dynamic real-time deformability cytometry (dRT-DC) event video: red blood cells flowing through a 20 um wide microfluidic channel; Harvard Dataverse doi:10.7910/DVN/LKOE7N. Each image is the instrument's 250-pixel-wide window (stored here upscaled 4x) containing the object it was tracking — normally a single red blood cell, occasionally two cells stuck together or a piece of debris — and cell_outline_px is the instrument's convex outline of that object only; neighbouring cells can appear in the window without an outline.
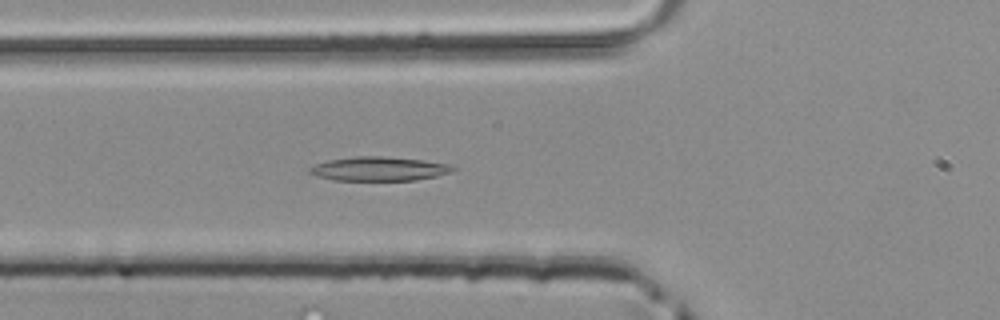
{"species": "common noctule bat (a hibernating species)", "species_latin": "Nyctalus noctula", "temperature_condition": "room temperature", "stored_images_in_passage": 48, "camera_frame_rate_fps": 3000, "um_per_image_px": 0.085, "animal": {"sex": "male", "body_mass_g": 20.4}, "frame": {"image": 1, "passage_image": 17, "time_ms": 5.333, "image_size_px": [1000, 320], "cell_outline_px": [[456, 172], [416, 180], [332, 180], [316, 176], [308, 172], [308, 168], [316, 164], [328, 160], [356, 156], [384, 156], [424, 160], [448, 164], [456, 168]], "centroid_in_image_um": [32.23, 14.35], "position_along_channel_um": 93.6, "area_um2": 20.23}}
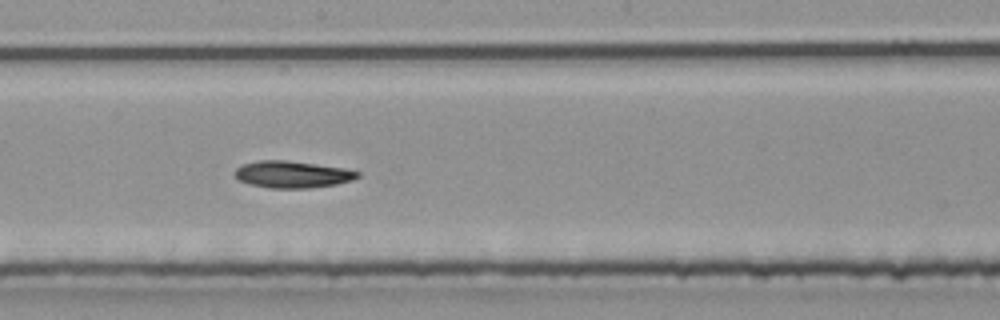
{"frame": {"image": 2, "passage_image": 26, "time_ms": 8.333, "image_size_px": [1000, 320], "cell_outline_px": [[360, 176], [352, 180], [336, 184], [308, 188], [268, 188], [248, 184], [240, 180], [236, 176], [236, 168], [244, 164], [256, 160], [284, 160], [344, 168], [360, 172]], "centroid_in_image_um": [24.85, 14.83], "position_along_channel_um": 223.4, "area_um2": 19.07}}
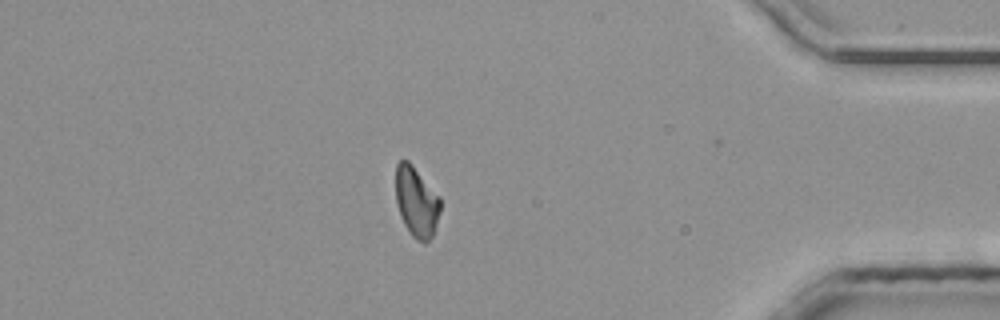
{"frame": {"image": 3, "passage_image": 41, "time_ms": 13.333, "image_size_px": [1000, 320], "cell_outline_px": [[440, 212], [432, 236], [424, 244], [416, 240], [412, 236], [404, 224], [400, 216], [396, 200], [396, 164], [400, 160], [408, 160], [412, 164], [440, 196]], "centroid_in_image_um": [35.4, 17.15], "position_along_channel_um": 399.8, "area_um2": 18.32}}